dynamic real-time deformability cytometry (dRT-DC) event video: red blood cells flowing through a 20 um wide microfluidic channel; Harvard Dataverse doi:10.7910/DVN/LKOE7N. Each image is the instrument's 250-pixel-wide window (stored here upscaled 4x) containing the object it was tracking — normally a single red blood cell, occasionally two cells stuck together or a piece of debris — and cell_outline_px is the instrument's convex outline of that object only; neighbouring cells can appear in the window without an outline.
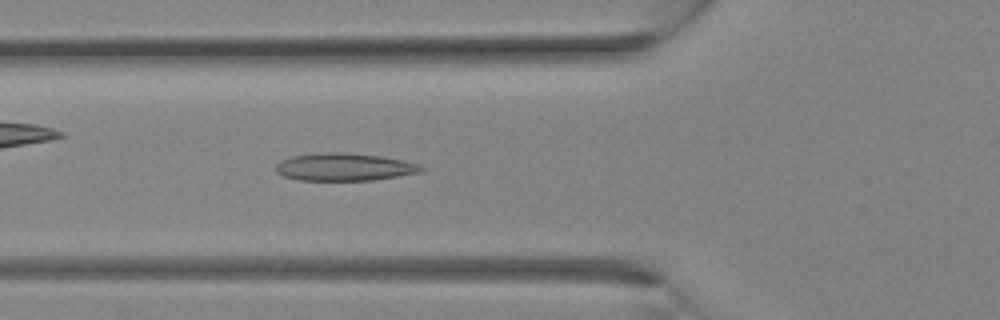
{"species": "Egyptian fruit bat (a non-hibernating species)", "species_latin": "Rousettus aegyptiacus", "temperature_condition": "room temperature", "stored_images_in_passage": 4, "camera_frame_rate_fps": 3000, "um_per_image_px": 0.085, "animal": {"sex": "female"}, "frame": {"image": 1, "passage_image": 4, "time_ms": 1.0, "image_size_px": [1000, 320], "cell_outline_px": [[428, 168], [424, 172], [372, 180], [300, 180], [284, 176], [276, 172], [276, 164], [280, 160], [292, 156], [320, 152], [344, 152], [380, 156], [404, 160], [420, 164]], "centroid_in_image_um": [29.32, 14.19], "position_along_channel_um": 96.5, "area_um2": 23.64}}